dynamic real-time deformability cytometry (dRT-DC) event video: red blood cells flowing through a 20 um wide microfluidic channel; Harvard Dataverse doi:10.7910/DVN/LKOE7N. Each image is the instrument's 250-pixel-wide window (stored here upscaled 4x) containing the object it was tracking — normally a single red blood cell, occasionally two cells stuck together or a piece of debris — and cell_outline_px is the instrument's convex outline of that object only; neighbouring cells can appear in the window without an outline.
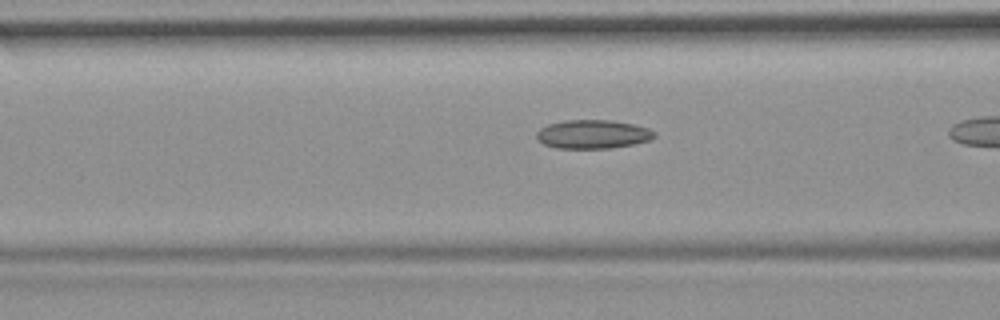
{"species": "common noctule bat (a hibernating species)", "species_latin": "Nyctalus noctula", "temperature_condition": "room temperature", "stored_images_in_passage": 8, "camera_frame_rate_fps": 3000, "um_per_image_px": 0.085, "animal": {"sex": "female", "body_mass_g": 19.9}, "frame": {"image": 1, "passage_image": 7, "time_ms": 2.0, "image_size_px": [1000, 320], "cell_outline_px": [[656, 136], [648, 140], [632, 144], [612, 148], [556, 148], [544, 144], [536, 140], [536, 132], [540, 128], [548, 124], [564, 120], [612, 120], [632, 124], [648, 128], [656, 132]], "centroid_in_image_um": [50.35, 11.4], "position_along_channel_um": 116.2, "area_um2": 19.77}}